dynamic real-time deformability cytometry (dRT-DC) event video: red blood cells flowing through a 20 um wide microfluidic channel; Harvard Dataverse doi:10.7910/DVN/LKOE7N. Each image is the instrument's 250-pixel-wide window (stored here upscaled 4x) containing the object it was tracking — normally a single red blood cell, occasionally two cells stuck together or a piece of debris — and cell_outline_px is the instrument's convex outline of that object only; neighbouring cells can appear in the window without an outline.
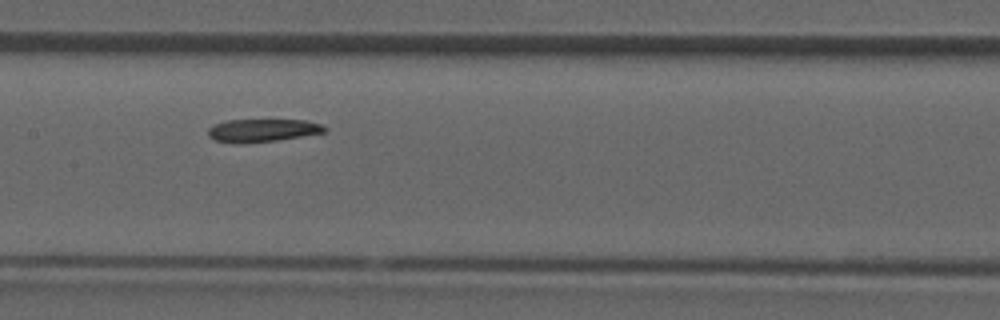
{"species": "common noctule bat (a hibernating species)", "species_latin": "Nyctalus noctula", "temperature_condition": "room temperature", "stored_images_in_passage": 31, "camera_frame_rate_fps": 3000, "um_per_image_px": 0.085, "animal": {"sex": "male", "forearm_length_mm": 52.5}, "frame": {"image": 1, "passage_image": 10, "time_ms": 3.0, "image_size_px": [1000, 320], "cell_outline_px": [[328, 128], [324, 132], [276, 140], [240, 144], [236, 144], [216, 140], [208, 136], [208, 128], [216, 124], [228, 120], [304, 120], [320, 124]], "centroid_in_image_um": [22.28, 11.08], "position_along_channel_um": 185.1, "area_um2": 15.37}}